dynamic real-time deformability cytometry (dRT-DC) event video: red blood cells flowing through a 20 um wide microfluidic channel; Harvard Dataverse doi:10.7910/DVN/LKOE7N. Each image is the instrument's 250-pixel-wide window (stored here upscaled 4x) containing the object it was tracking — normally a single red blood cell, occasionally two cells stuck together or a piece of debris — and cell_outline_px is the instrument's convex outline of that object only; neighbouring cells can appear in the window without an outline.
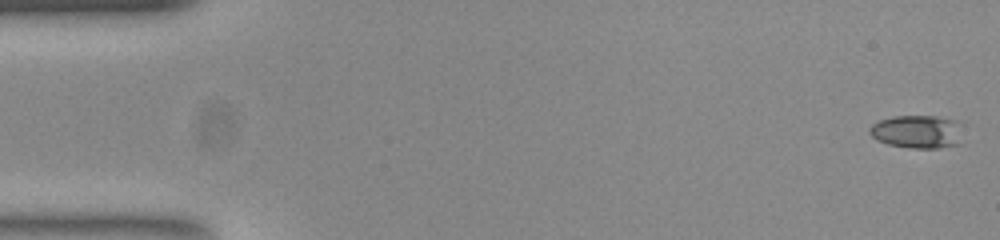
{"species": "common noctule bat (a hibernating species)", "species_latin": "Nyctalus noctula", "temperature_condition": "room temperature", "stored_images_in_passage": 54, "camera_frame_rate_fps": 3000, "um_per_image_px": 0.085, "animal": {"sex": "female", "body_mass_g": 23.0, "forearm_length_mm": 53.4}, "frame": {"image": 1, "passage_image": 1, "time_ms": 0.0, "image_size_px": [1000, 240], "cell_outline_px": [[960, 144], [940, 148], [912, 148], [888, 144], [876, 140], [868, 132], [868, 128], [872, 124], [880, 120], [892, 116], [936, 116], [956, 120], [960, 124]], "centroid_in_image_um": [77.95, 11.19], "position_along_channel_um": 7.1, "area_um2": 18.15}}
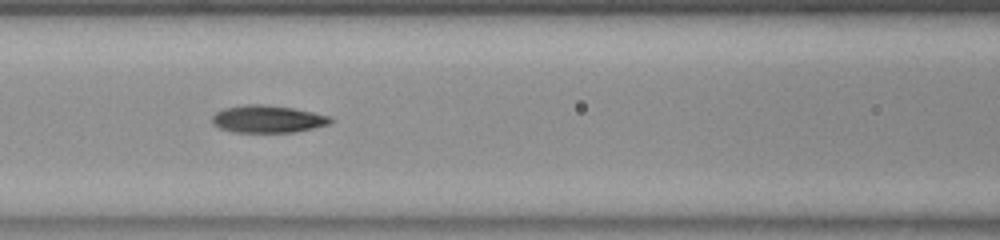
{"frame": {"image": 2, "passage_image": 23, "time_ms": 7.333, "image_size_px": [1000, 240], "cell_outline_px": [[336, 120], [328, 124], [312, 128], [292, 132], [232, 132], [220, 128], [212, 124], [212, 116], [216, 112], [224, 108], [244, 104], [264, 104], [292, 108], [332, 116]], "centroid_in_image_um": [22.75, 10.11], "position_along_channel_um": 143.9, "area_um2": 18.96}}
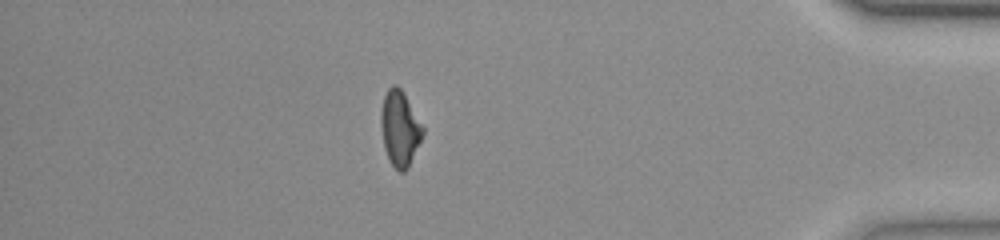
{"frame": {"image": 3, "passage_image": 47, "time_ms": 15.333, "image_size_px": [1000, 240], "cell_outline_px": [[424, 132], [408, 168], [404, 172], [400, 172], [392, 164], [384, 148], [380, 124], [380, 112], [384, 96], [388, 88], [392, 84], [396, 84], [404, 92], [424, 128]], "centroid_in_image_um": [33.97, 10.88], "position_along_channel_um": 401.2, "area_um2": 18.32}, "authors_computed_cell_mechanics": {"area_um2": 18.4382, "velocity_mm_per_s": 3.7865, "shape_relaxation_time_tau1_ms": 4.5886, "shape_relaxation_time_tau2_ms": 2.4545, "deformation_change_tau1": 0.1772, "deformation_change_tau2": 0.0882}}